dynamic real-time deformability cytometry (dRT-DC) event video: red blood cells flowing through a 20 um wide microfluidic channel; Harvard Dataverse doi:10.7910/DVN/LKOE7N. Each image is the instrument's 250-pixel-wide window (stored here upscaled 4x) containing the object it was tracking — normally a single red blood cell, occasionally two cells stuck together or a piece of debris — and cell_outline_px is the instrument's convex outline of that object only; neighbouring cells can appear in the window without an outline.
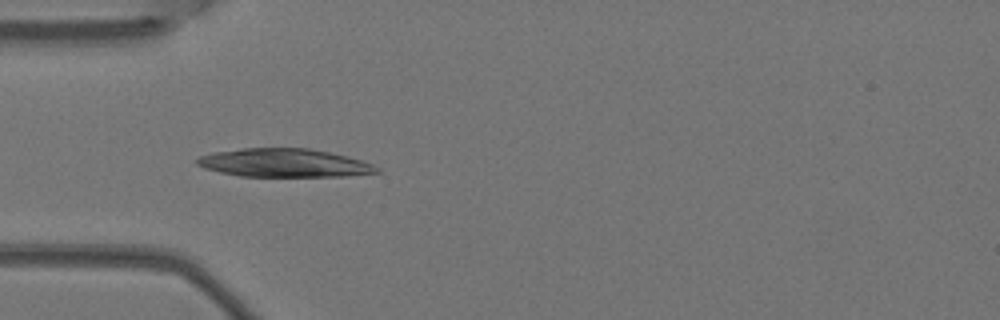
{"species": "Egyptian fruit bat (a non-hibernating species)", "species_latin": "Rousettus aegyptiacus", "temperature_condition": "warm", "stored_images_in_passage": 4, "camera_frame_rate_fps": 3000, "um_per_image_px": 0.085, "animal": {"sex": "female"}, "frame": {"image": 1, "passage_image": 4, "time_ms": 1.0, "image_size_px": [1000, 320], "cell_outline_px": [[380, 172], [348, 176], [240, 176], [220, 172], [204, 168], [196, 164], [196, 160], [200, 156], [212, 152], [244, 148], [308, 148], [348, 156], [372, 164], [380, 168]], "centroid_in_image_um": [24.15, 13.85], "position_along_channel_um": 60.8, "area_um2": 29.65}}